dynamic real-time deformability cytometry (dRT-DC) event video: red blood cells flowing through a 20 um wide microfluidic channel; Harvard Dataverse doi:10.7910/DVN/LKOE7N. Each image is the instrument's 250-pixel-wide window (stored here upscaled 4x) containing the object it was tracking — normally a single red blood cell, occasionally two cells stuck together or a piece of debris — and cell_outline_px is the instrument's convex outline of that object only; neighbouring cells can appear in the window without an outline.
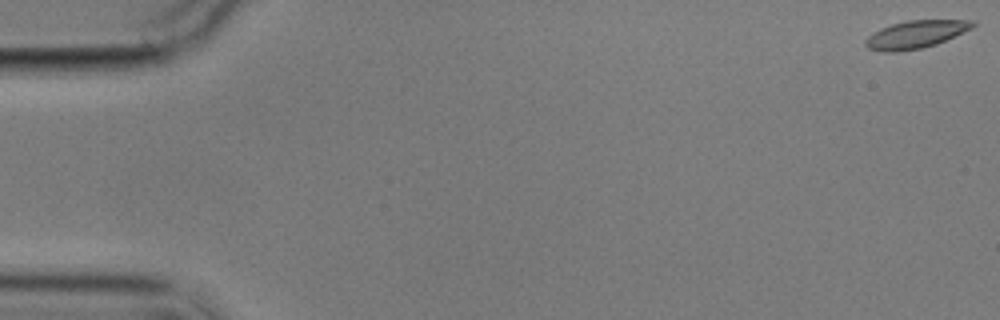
{"species": "common noctule bat (a hibernating species)", "species_latin": "Nyctalus noctula", "temperature_condition": "cold", "stored_images_in_passage": 9, "camera_frame_rate_fps": 3000, "um_per_image_px": 0.085, "animal": {"sex": "male", "body_mass_g": 17.9}, "frame": {"image": 1, "passage_image": 1, "time_ms": 0.0, "image_size_px": [1000, 320], "cell_outline_px": [[976, 24], [972, 28], [936, 44], [920, 48], [896, 52], [880, 52], [868, 48], [864, 44], [864, 40], [872, 32], [880, 28], [892, 24], [908, 20], [976, 20]], "centroid_in_image_um": [77.79, 2.92], "position_along_channel_um": 7.2, "area_um2": 17.34}}
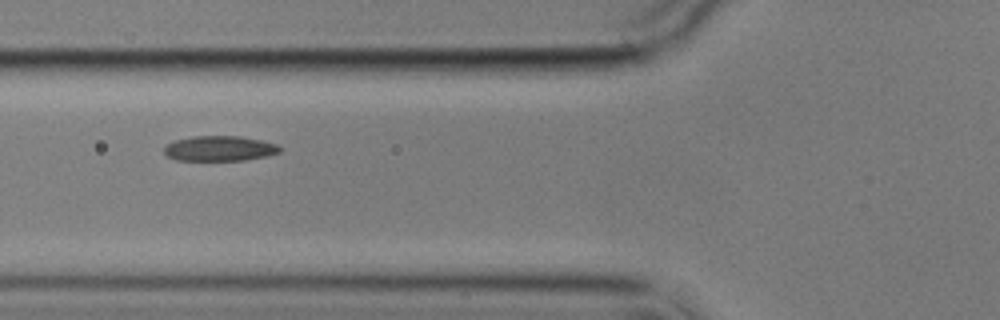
{"frame": {"image": 2, "passage_image": 7, "time_ms": 7.0, "image_size_px": [1000, 320], "cell_outline_px": [[284, 148], [280, 152], [268, 156], [244, 160], [176, 160], [168, 156], [164, 152], [164, 148], [168, 144], [176, 140], [192, 136], [240, 136], [260, 140], [276, 144]], "centroid_in_image_um": [18.71, 12.62], "position_along_channel_um": 107.1, "area_um2": 16.94}}
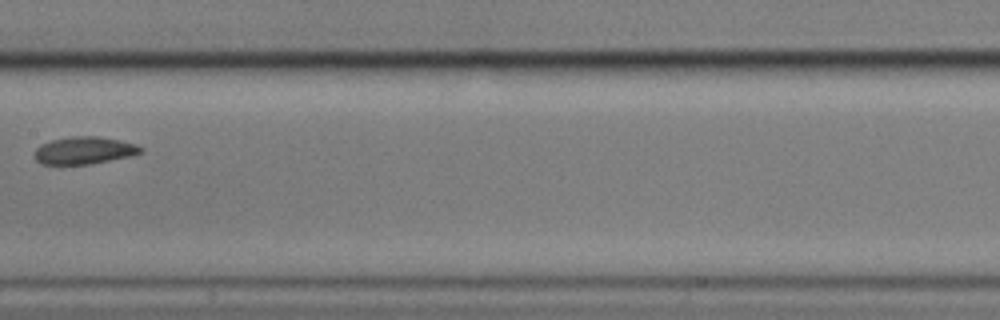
{"frame": {"image": 3, "passage_image": 9, "time_ms": 9.667, "image_size_px": [1000, 320], "cell_outline_px": [[144, 148], [140, 152], [132, 156], [88, 164], [40, 164], [32, 156], [36, 148], [40, 144], [52, 140], [72, 136], [96, 136], [120, 140], [136, 144]], "centroid_in_image_um": [7.12, 12.78], "position_along_channel_um": 200.3, "area_um2": 16.99}}